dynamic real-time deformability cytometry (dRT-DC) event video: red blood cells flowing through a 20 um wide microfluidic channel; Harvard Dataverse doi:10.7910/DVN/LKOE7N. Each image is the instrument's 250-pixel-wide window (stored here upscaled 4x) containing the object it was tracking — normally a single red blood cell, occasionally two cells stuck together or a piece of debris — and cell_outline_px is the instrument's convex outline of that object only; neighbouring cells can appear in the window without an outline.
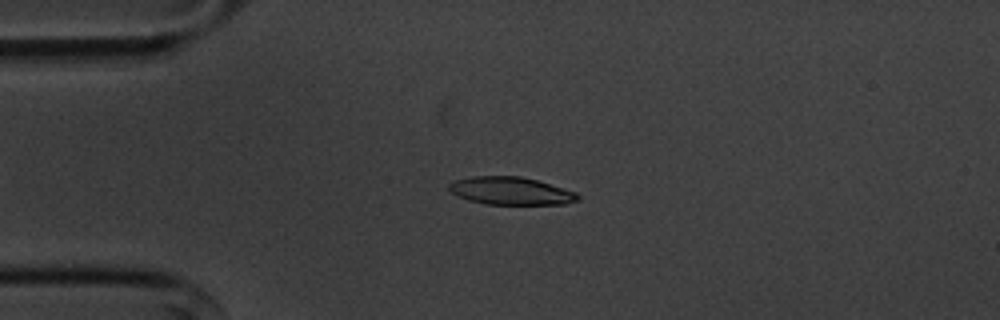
{"species": "common noctule bat (a hibernating species)", "species_latin": "Nyctalus noctula", "temperature_condition": "cold", "stored_images_in_passage": 49, "camera_frame_rate_fps": 3000, "um_per_image_px": 0.085, "animal": {"sex": "male", "body_mass_g": 20.1, "forearm_length_mm": 53.5}, "frame": {"image": 1, "passage_image": 12, "time_ms": 3.667, "image_size_px": [1000, 320], "cell_outline_px": [[580, 196], [576, 200], [564, 204], [484, 204], [468, 200], [452, 192], [448, 188], [448, 184], [456, 180], [472, 176], [520, 176], [536, 180], [576, 192]], "centroid_in_image_um": [43.4, 16.22], "position_along_channel_um": 41.6, "area_um2": 20.58}}
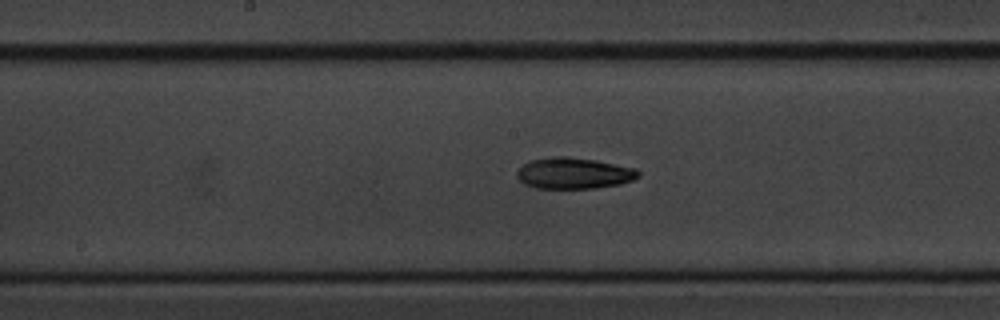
{"frame": {"image": 2, "passage_image": 27, "time_ms": 8.667, "image_size_px": [1000, 320], "cell_outline_px": [[640, 176], [632, 180], [620, 184], [596, 188], [536, 188], [524, 184], [516, 176], [516, 172], [524, 164], [532, 160], [548, 156], [568, 156], [596, 160], [636, 168], [640, 172]], "centroid_in_image_um": [48.78, 14.72], "position_along_channel_um": 199.4, "area_um2": 22.2}}
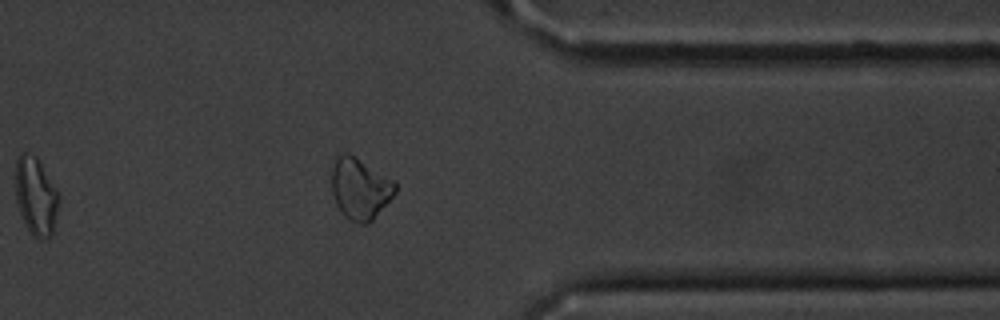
{"frame": {"image": 3, "passage_image": 43, "time_ms": 14.0, "image_size_px": [1000, 320], "cell_outline_px": [[396, 192], [372, 220], [368, 224], [360, 224], [348, 220], [344, 216], [336, 204], [332, 192], [332, 172], [336, 156], [344, 152], [348, 152], [396, 180]], "centroid_in_image_um": [30.61, 16.02], "position_along_channel_um": 380.8, "area_um2": 22.89}, "authors_computed_cell_mechanics": {"area_um2": 21.0392, "velocity_mm_per_s": 3.5857, "shape_relaxation_time_tau1_ms": 2.1924, "shape_relaxation_time_tau2_ms": null, "deformation_change_tau1": 0.1175, "deformation_change_tau2": null}}